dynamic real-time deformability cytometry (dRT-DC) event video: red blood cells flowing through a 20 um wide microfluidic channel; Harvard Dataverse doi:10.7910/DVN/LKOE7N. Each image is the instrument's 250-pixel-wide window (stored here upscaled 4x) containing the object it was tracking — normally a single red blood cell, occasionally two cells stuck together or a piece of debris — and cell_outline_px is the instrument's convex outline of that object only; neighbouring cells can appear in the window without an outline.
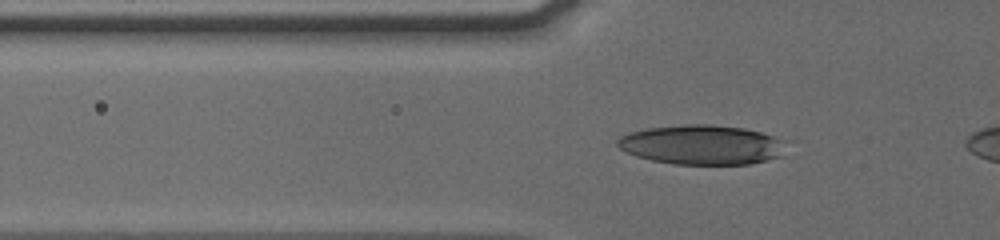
{"species": "human", "species_latin": "Homo sapiens", "temperature_condition": "cold", "stored_images_in_passage": 41, "camera_frame_rate_fps": 3000, "um_per_image_px": 0.085, "donor": {"sex": "male"}, "frame": {"image": 1, "passage_image": 10, "time_ms": 3.0, "image_size_px": [1000, 240], "cell_outline_px": [[784, 140], [780, 156], [752, 164], [672, 164], [652, 160], [636, 156], [620, 148], [616, 144], [616, 140], [620, 136], [628, 132], [648, 128], [684, 124], [712, 124], [744, 128], [760, 132]], "centroid_in_image_um": [59.61, 12.3], "position_along_channel_um": 66.2, "area_um2": 38.78}}
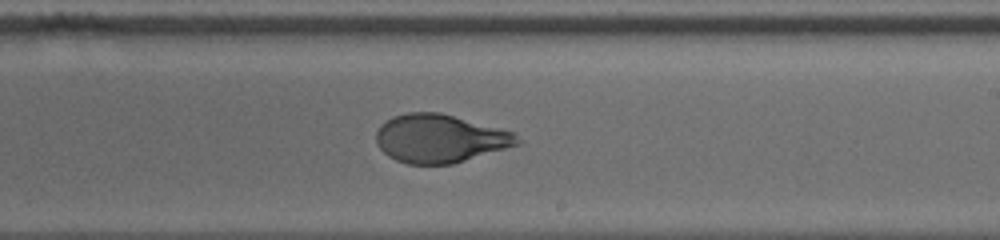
{"frame": {"image": 2, "passage_image": 25, "time_ms": 8.0, "image_size_px": [1000, 240], "cell_outline_px": [[524, 140], [520, 144], [452, 164], [408, 164], [396, 160], [388, 156], [380, 148], [376, 140], [376, 132], [380, 124], [392, 116], [408, 112], [440, 112], [512, 132]], "centroid_in_image_um": [37.37, 11.77], "position_along_channel_um": 251.6, "area_um2": 39.59}}
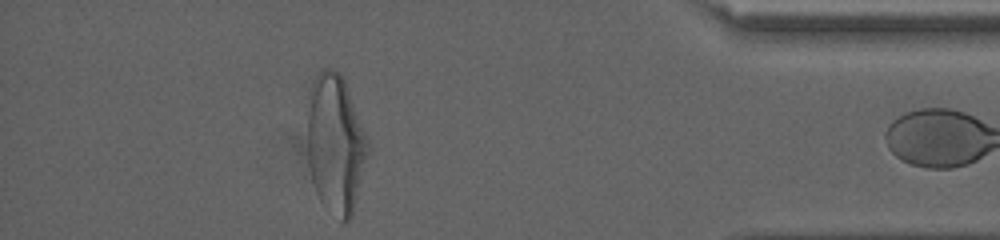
{"frame": {"image": 3, "passage_image": 40, "time_ms": 13.0, "image_size_px": [1000, 240], "cell_outline_px": [[372, 148], [352, 216], [344, 224], [324, 208], [316, 192], [312, 180], [308, 164], [308, 92], [312, 80], [320, 68], [332, 68], [340, 72], [344, 80]], "centroid_in_image_um": [28.54, 12.25], "position_along_channel_um": 406.7, "area_um2": 50.17}}